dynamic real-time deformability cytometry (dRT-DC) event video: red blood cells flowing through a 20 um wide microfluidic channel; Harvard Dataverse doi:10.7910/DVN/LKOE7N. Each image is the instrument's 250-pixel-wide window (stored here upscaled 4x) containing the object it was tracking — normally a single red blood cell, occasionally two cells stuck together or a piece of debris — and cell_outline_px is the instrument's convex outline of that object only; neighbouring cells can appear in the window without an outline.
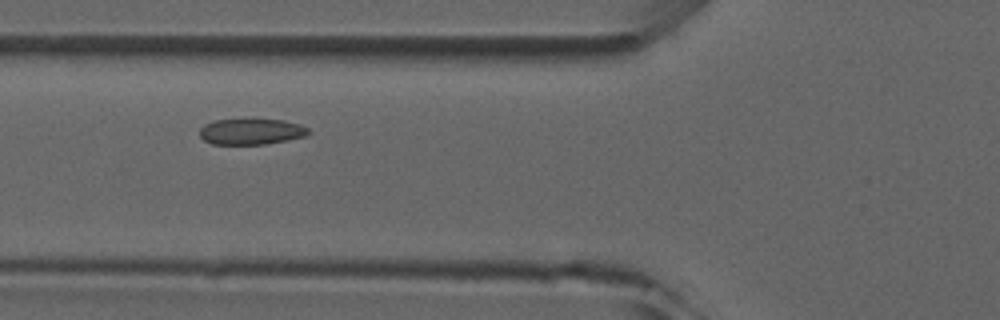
{"species": "common noctule bat (a hibernating species)", "species_latin": "Nyctalus noctula", "temperature_condition": "room temperature", "stored_images_in_passage": 6, "camera_frame_rate_fps": 3000, "um_per_image_px": 0.085, "animal": {"sex": "male", "forearm_length_mm": 52.5}, "frame": {"image": 1, "passage_image": 4, "time_ms": 4.0, "image_size_px": [1000, 320], "cell_outline_px": [[312, 132], [304, 136], [288, 140], [264, 144], [212, 144], [204, 140], [200, 136], [200, 128], [204, 124], [216, 120], [252, 116], [284, 120], [300, 124], [308, 128]], "centroid_in_image_um": [21.36, 11.13], "position_along_channel_um": 104.4, "area_um2": 17.28}}
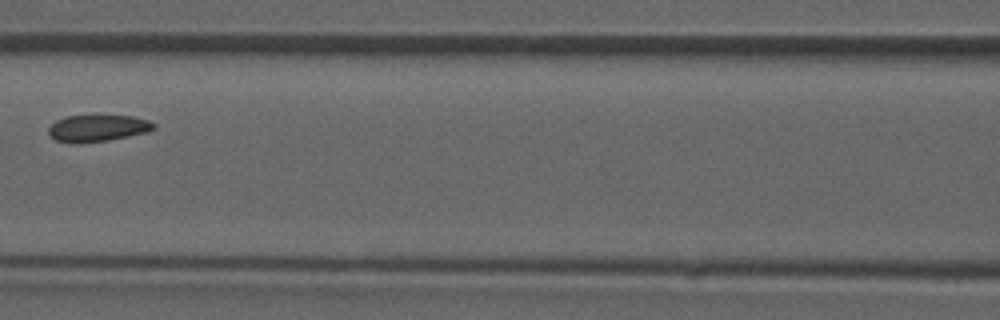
{"frame": {"image": 2, "passage_image": 5, "time_ms": 5.333, "image_size_px": [1000, 320], "cell_outline_px": [[156, 128], [148, 132], [108, 140], [80, 144], [72, 144], [56, 140], [48, 136], [48, 128], [56, 120], [68, 116], [92, 112], [132, 116], [148, 120], [156, 124]], "centroid_in_image_um": [8.28, 10.85], "position_along_channel_um": 158.3, "area_um2": 17.46}}